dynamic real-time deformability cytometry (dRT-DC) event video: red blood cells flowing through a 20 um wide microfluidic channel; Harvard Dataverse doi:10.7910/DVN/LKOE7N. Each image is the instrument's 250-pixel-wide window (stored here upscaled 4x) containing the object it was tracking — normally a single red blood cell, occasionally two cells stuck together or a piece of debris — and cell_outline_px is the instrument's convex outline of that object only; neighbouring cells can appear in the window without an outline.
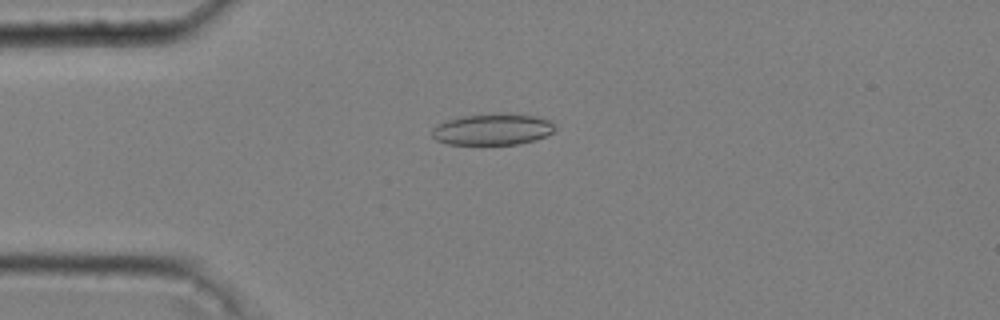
{"species": "common noctule bat (a hibernating species)", "species_latin": "Nyctalus noctula", "temperature_condition": "cold", "stored_images_in_passage": 50, "camera_frame_rate_fps": 3000, "um_per_image_px": 0.085, "animal": {"sex": "male", "body_mass_g": 20.4}, "frame": {"image": 1, "passage_image": 14, "time_ms": 4.333, "image_size_px": [1000, 320], "cell_outline_px": [[556, 128], [552, 132], [536, 140], [516, 144], [448, 144], [436, 140], [432, 136], [432, 128], [448, 120], [460, 116], [492, 112], [508, 112], [536, 116], [552, 120]], "centroid_in_image_um": [41.9, 10.96], "position_along_channel_um": 43.1, "area_um2": 22.89}}
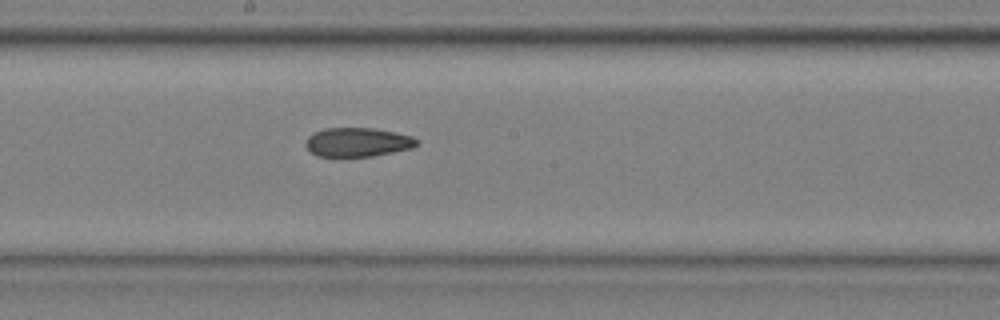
{"frame": {"image": 2, "passage_image": 30, "time_ms": 9.667, "image_size_px": [1000, 320], "cell_outline_px": [[420, 144], [412, 148], [372, 156], [340, 160], [316, 156], [304, 144], [308, 136], [324, 128], [372, 128], [396, 132], [412, 136], [420, 140]], "centroid_in_image_um": [30.38, 12.13], "position_along_channel_um": 217.8, "area_um2": 19.59}}
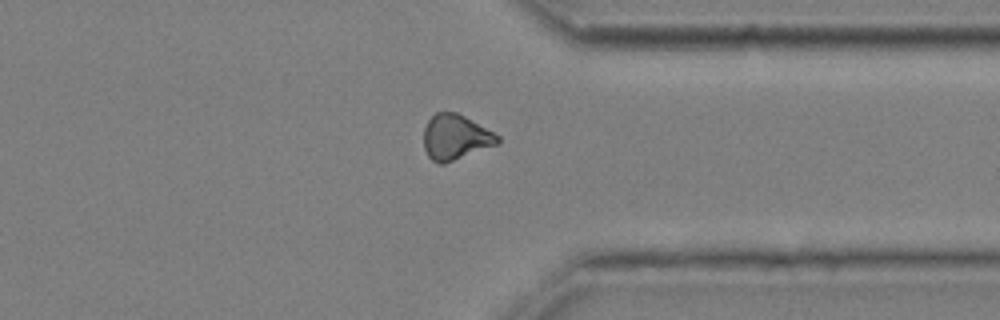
{"frame": {"image": 3, "passage_image": 43, "time_ms": 14.0, "image_size_px": [1000, 320], "cell_outline_px": [[500, 144], [444, 164], [440, 164], [432, 160], [428, 156], [424, 148], [424, 128], [428, 120], [436, 112], [456, 112], [464, 116], [500, 136]], "centroid_in_image_um": [38.72, 11.68], "position_along_channel_um": 372.7, "area_um2": 19.54}, "authors_computed_cell_mechanics": {"area_um2": 19.8832, "velocity_mm_per_s": 3.6306, "shape_relaxation_time_tau1_ms": null, "shape_relaxation_time_tau2_ms": 3.3591, "deformation_change_tau1": null, "deformation_change_tau2": 0.1023}}